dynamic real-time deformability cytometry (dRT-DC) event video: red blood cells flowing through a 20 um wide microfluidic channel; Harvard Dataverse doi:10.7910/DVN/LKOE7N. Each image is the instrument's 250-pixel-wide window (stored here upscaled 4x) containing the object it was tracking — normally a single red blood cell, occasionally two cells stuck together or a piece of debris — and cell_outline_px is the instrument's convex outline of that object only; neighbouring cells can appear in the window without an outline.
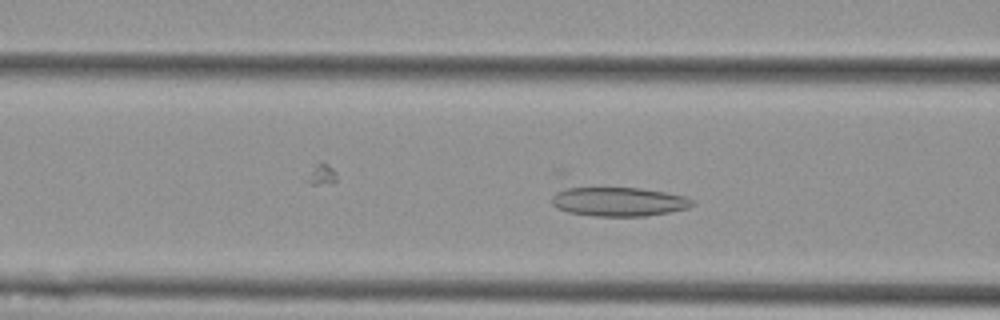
{"species": "Egyptian fruit bat (a non-hibernating species)", "species_latin": "Rousettus aegyptiacus", "temperature_condition": "cold", "stored_images_in_passage": 47, "camera_frame_rate_fps": 3000, "um_per_image_px": 0.085, "animal": {"sex": "female"}, "frame": {"image": 1, "passage_image": 12, "time_ms": 3.667, "image_size_px": [1000, 320], "cell_outline_px": [[696, 204], [688, 208], [668, 212], [644, 216], [596, 216], [568, 212], [556, 208], [552, 204], [552, 172], [556, 168], [564, 168], [684, 196], [692, 200]], "centroid_in_image_um": [51.85, 16.69], "position_along_channel_um": 114.7, "area_um2": 32.02}}
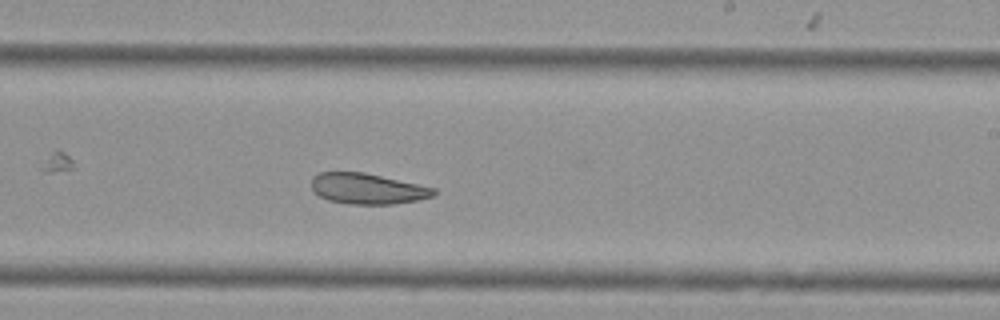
{"frame": {"image": 2, "passage_image": 24, "time_ms": 7.667, "image_size_px": [1000, 320], "cell_outline_px": [[436, 192], [432, 196], [420, 200], [392, 204], [348, 204], [328, 200], [312, 192], [312, 176], [320, 172], [364, 172], [436, 188]], "centroid_in_image_um": [31.22, 16.04], "position_along_channel_um": 257.8, "area_um2": 21.96}}
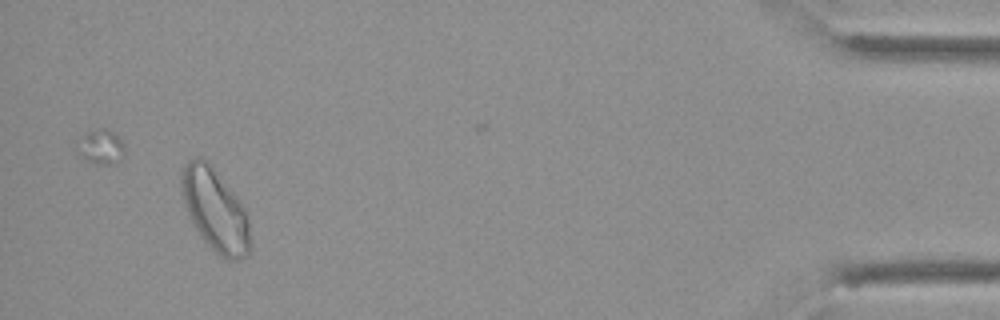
{"frame": {"image": 3, "passage_image": 43, "time_ms": 14.0, "image_size_px": [1000, 320], "cell_outline_px": [[252, 248], [248, 256], [240, 260], [228, 260], [220, 256], [204, 240], [196, 228], [184, 204], [180, 188], [180, 172], [188, 160], [196, 156], [212, 164], [236, 196], [244, 208], [248, 220], [252, 244]], "centroid_in_image_um": [18.3, 17.85], "position_along_channel_um": 416.9, "area_um2": 33.23}}